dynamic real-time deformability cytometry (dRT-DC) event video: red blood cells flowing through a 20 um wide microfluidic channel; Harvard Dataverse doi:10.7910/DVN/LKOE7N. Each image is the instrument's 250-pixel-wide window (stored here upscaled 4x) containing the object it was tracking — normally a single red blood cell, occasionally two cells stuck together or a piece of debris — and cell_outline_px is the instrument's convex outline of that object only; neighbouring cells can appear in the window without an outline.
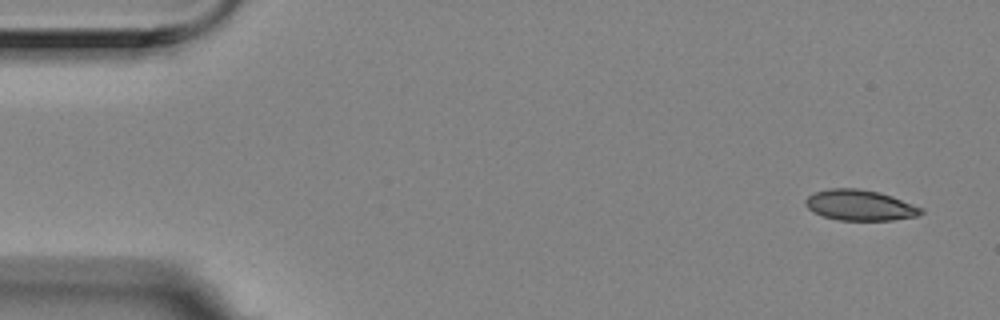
{"species": "Egyptian fruit bat (a non-hibernating species)", "species_latin": "Rousettus aegyptiacus", "temperature_condition": "room temperature", "stored_images_in_passage": 8, "camera_frame_rate_fps": 3000, "um_per_image_px": 0.085, "animal": {"sex": "female"}, "frame": {"image": 1, "passage_image": 1, "time_ms": 0.0, "image_size_px": [1000, 320], "cell_outline_px": [[924, 212], [916, 216], [892, 220], [840, 220], [824, 216], [808, 208], [804, 204], [804, 200], [808, 196], [816, 192], [828, 188], [856, 188], [880, 192], [892, 196], [924, 208]], "centroid_in_image_um": [73.11, 17.43], "position_along_channel_um": 11.9, "area_um2": 20.58}}
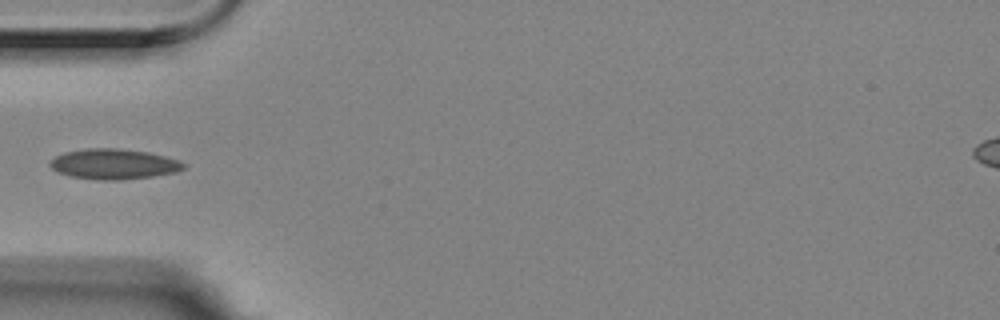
{"frame": {"image": 2, "passage_image": 5, "time_ms": 1.333, "image_size_px": [1000, 320], "cell_outline_px": [[184, 168], [176, 172], [152, 176], [120, 180], [96, 180], [72, 176], [56, 172], [48, 164], [56, 156], [64, 152], [88, 148], [116, 148], [148, 152], [180, 160], [184, 164]], "centroid_in_image_um": [9.65, 13.94], "position_along_channel_um": 75.3, "area_um2": 23.52}}
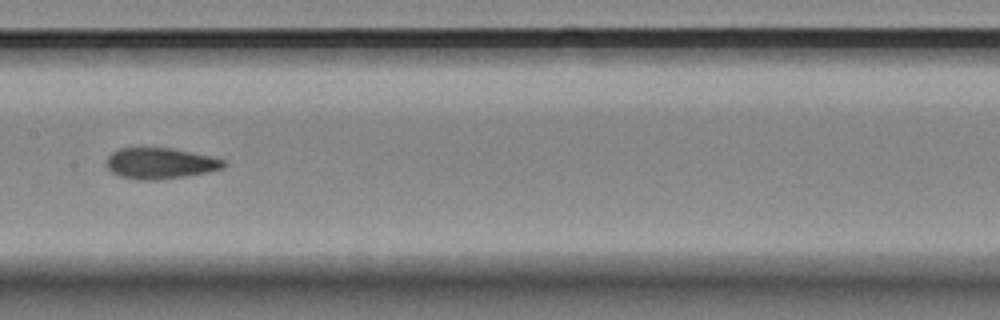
{"frame": {"image": 3, "passage_image": 8, "time_ms": 2.333, "image_size_px": [1000, 320], "cell_outline_px": [[228, 164], [224, 168], [208, 172], [184, 176], [156, 180], [140, 180], [120, 176], [112, 172], [104, 164], [108, 156], [112, 152], [120, 148], [172, 148], [208, 156], [224, 160]], "centroid_in_image_um": [13.6, 13.89], "position_along_channel_um": 193.8, "area_um2": 21.1}}